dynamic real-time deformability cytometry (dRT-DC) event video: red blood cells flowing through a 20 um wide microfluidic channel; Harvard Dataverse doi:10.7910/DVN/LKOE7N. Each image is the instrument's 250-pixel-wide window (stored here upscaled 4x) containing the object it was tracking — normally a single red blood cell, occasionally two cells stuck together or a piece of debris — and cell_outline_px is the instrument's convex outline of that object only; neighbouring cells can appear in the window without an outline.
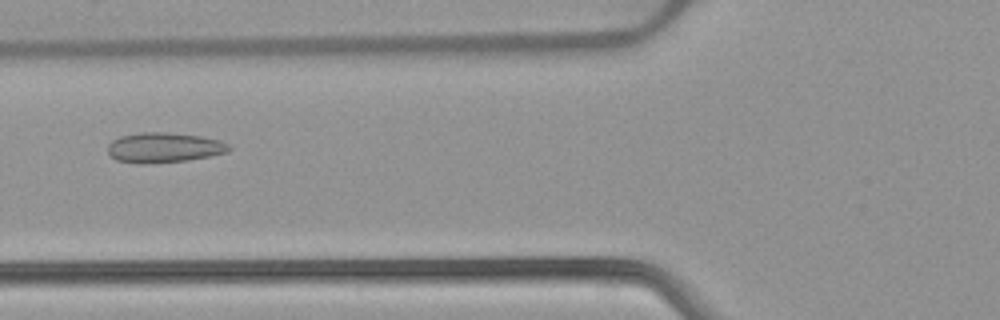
{"species": "common noctule bat (a hibernating species)", "species_latin": "Nyctalus noctula", "temperature_condition": "warm", "stored_images_in_passage": 38, "camera_frame_rate_fps": 3000, "um_per_image_px": 0.085, "animal": {"sex": "female", "body_mass_g": 22.7, "forearm_length_mm": 54.2}, "frame": {"image": 1, "passage_image": 6, "time_ms": 1.667, "image_size_px": [1000, 320], "cell_outline_px": [[232, 148], [228, 152], [188, 160], [144, 164], [136, 164], [116, 160], [108, 152], [108, 144], [112, 140], [120, 136], [140, 132], [168, 132], [200, 136], [220, 140], [228, 144]], "centroid_in_image_um": [13.92, 12.54], "position_along_channel_um": 111.9, "area_um2": 21.33}}
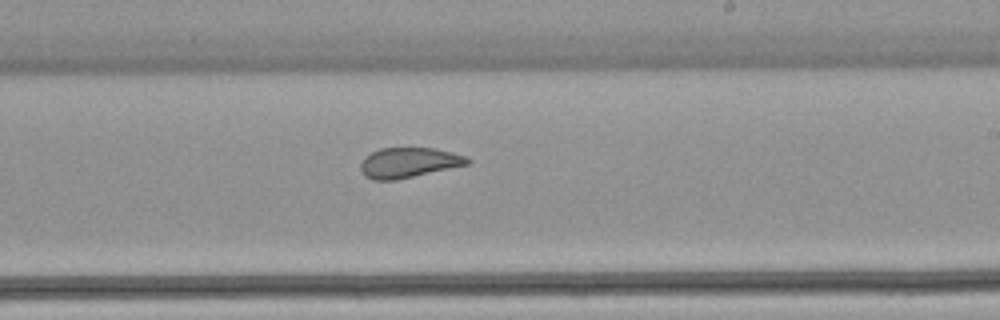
{"frame": {"image": 2, "passage_image": 17, "time_ms": 5.333, "image_size_px": [1000, 320], "cell_outline_px": [[472, 160], [468, 164], [396, 180], [372, 180], [364, 176], [360, 168], [360, 164], [364, 156], [380, 148], [436, 148], [468, 156]], "centroid_in_image_um": [34.73, 13.82], "position_along_channel_um": 254.3, "area_um2": 18.84}}
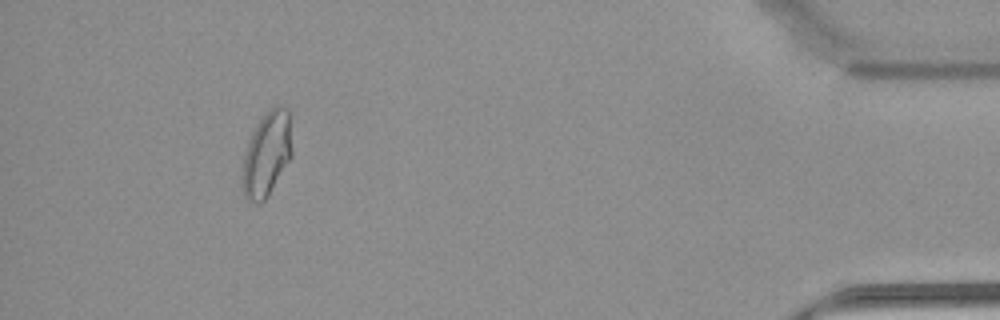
{"frame": {"image": 3, "passage_image": 34, "time_ms": 11.0, "image_size_px": [1000, 320], "cell_outline_px": [[292, 156], [268, 196], [260, 204], [256, 204], [244, 200], [240, 176], [244, 156], [248, 140], [256, 124], [276, 104], [288, 108], [292, 152]], "centroid_in_image_um": [22.64, 13.16], "position_along_channel_um": 412.6, "area_um2": 24.8}, "authors_computed_cell_mechanics": {"area_um2": 20.3167, "velocity_mm_per_s": 3.8813, "shape_relaxation_time_tau1_ms": null, "shape_relaxation_time_tau2_ms": 1.1109, "deformation_change_tau1": null, "deformation_change_tau2": 0.0839}}